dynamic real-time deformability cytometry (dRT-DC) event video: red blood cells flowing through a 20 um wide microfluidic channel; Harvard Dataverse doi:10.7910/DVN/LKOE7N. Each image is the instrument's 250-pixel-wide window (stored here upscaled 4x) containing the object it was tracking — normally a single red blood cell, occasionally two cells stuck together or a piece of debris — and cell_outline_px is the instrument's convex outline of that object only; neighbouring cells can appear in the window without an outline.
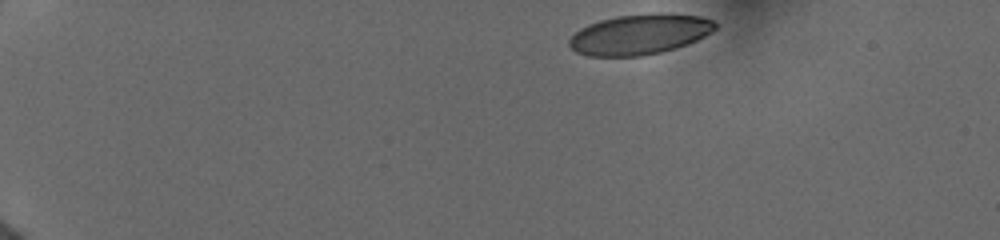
{"species": "human", "species_latin": "Homo sapiens", "temperature_condition": "cold", "stored_images_in_passage": 23, "camera_frame_rate_fps": 3000, "um_per_image_px": 0.085, "donor": {"sex": "female"}, "frame": {"image": 1, "passage_image": 1, "time_ms": 0.0, "image_size_px": [1000, 240], "cell_outline_px": [[716, 28], [704, 36], [688, 44], [676, 48], [660, 52], [640, 56], [588, 56], [576, 52], [568, 44], [568, 40], [580, 28], [588, 24], [600, 20], [616, 16], [660, 12], [700, 16], [712, 20], [716, 24]], "centroid_in_image_um": [54.36, 2.91], "position_along_channel_um": 30.6, "area_um2": 34.33}}
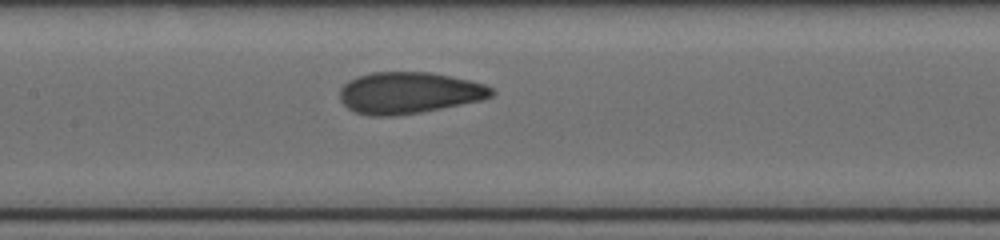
{"frame": {"image": 2, "passage_image": 14, "time_ms": 6.333, "image_size_px": [1000, 240], "cell_outline_px": [[496, 92], [492, 96], [484, 100], [420, 112], [396, 116], [368, 116], [356, 112], [348, 108], [340, 100], [340, 88], [348, 80], [372, 72], [432, 72], [468, 80], [484, 84], [492, 88]], "centroid_in_image_um": [34.77, 7.89], "position_along_channel_um": 172.6, "area_um2": 36.82}}
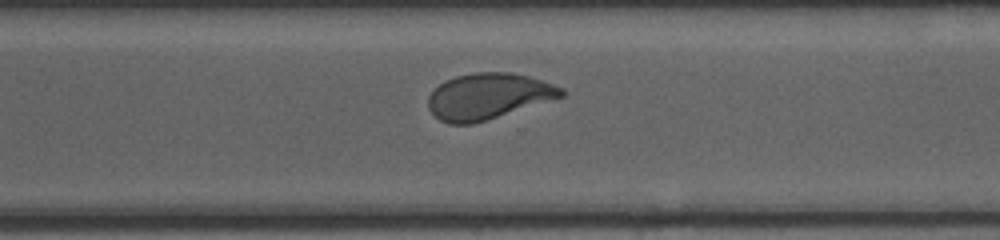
{"frame": {"image": 3, "passage_image": 23, "time_ms": 10.333, "image_size_px": [1000, 240], "cell_outline_px": [[564, 96], [472, 124], [448, 124], [440, 120], [428, 108], [428, 96], [444, 80], [456, 76], [476, 72], [508, 72], [528, 76], [564, 88]], "centroid_in_image_um": [41.47, 8.17], "position_along_channel_um": 329.1, "area_um2": 35.26}}